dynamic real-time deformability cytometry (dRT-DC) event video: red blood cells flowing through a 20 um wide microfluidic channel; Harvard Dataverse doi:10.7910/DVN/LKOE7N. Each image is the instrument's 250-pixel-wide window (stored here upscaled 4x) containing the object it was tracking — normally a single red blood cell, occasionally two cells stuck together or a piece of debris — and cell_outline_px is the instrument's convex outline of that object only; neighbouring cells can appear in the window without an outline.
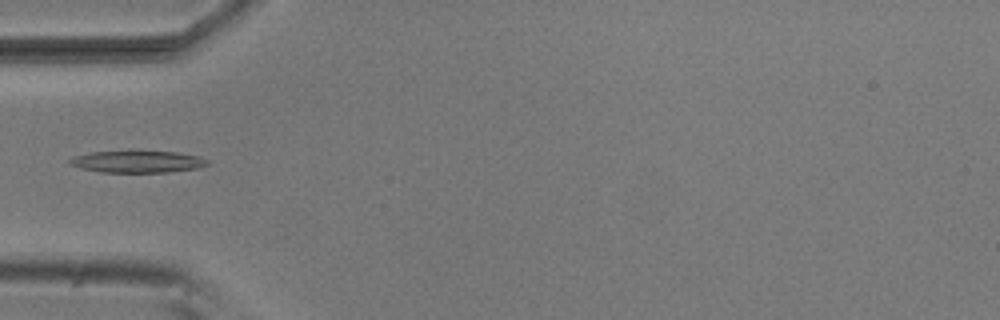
{"species": "common noctule bat (a hibernating species)", "species_latin": "Nyctalus noctula", "temperature_condition": "room temperature", "stored_images_in_passage": 2, "camera_frame_rate_fps": 3000, "um_per_image_px": 0.085, "animal": {"sex": "male", "body_mass_g": 20.5, "forearm_length_mm": 52.5}, "frame": {"image": 1, "passage_image": 2, "time_ms": 0.333, "image_size_px": [1000, 320], "cell_outline_px": [[208, 164], [200, 168], [168, 172], [100, 172], [80, 168], [72, 164], [68, 160], [76, 156], [92, 152], [132, 148], [176, 152], [200, 156], [208, 160]], "centroid_in_image_um": [11.72, 13.69], "position_along_channel_um": 73.3, "area_um2": 18.44}}